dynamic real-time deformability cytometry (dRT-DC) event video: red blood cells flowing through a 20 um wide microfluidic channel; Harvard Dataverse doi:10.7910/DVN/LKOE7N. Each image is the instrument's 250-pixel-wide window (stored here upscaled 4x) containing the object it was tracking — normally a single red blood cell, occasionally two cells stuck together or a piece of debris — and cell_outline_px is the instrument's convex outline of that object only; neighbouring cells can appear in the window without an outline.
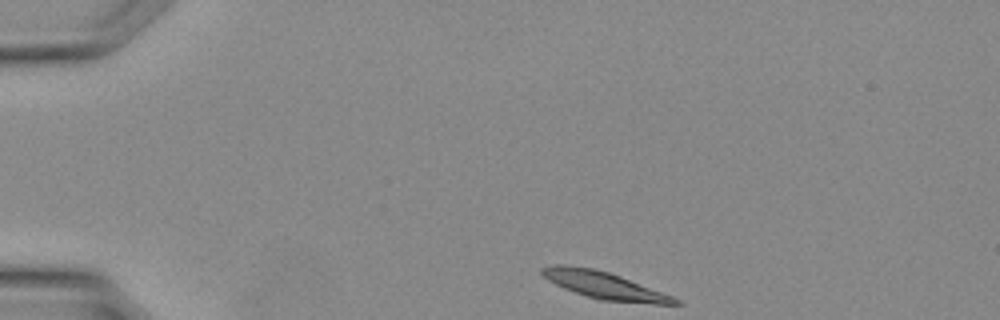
{"species": "Egyptian fruit bat (a non-hibernating species)", "species_latin": "Rousettus aegyptiacus", "temperature_condition": "warm", "stored_images_in_passage": 30, "camera_frame_rate_fps": 3000, "um_per_image_px": 0.085, "animal": {"sex": "female"}, "frame": {"image": 1, "passage_image": 1, "time_ms": 0.0, "image_size_px": [1000, 320], "cell_outline_px": [[684, 304], [652, 304], [600, 300], [564, 288], [548, 280], [540, 272], [540, 268], [548, 264], [564, 264], [596, 268], [620, 276], [672, 296], [680, 300]], "centroid_in_image_um": [51.34, 24.24], "position_along_channel_um": 33.7, "area_um2": 21.04}}
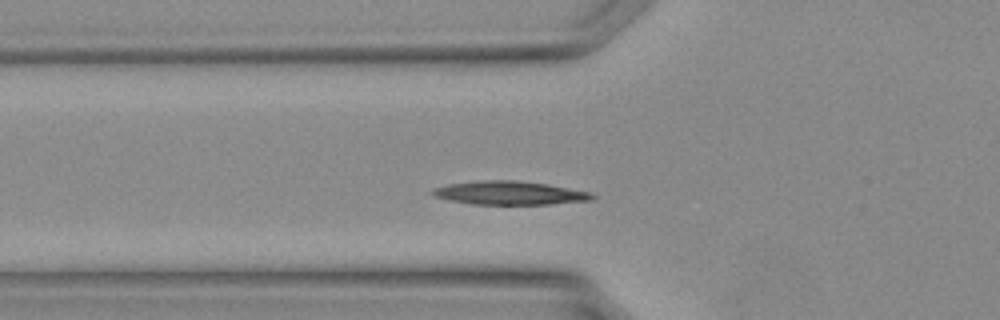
{"frame": {"image": 2, "passage_image": 7, "time_ms": 2.0, "image_size_px": [1000, 320], "cell_outline_px": [[596, 196], [592, 200], [548, 204], [472, 204], [448, 200], [436, 196], [428, 192], [436, 188], [448, 184], [476, 180], [516, 180], [548, 184], [592, 192]], "centroid_in_image_um": [43.33, 16.39], "position_along_channel_um": 82.5, "area_um2": 21.96}}
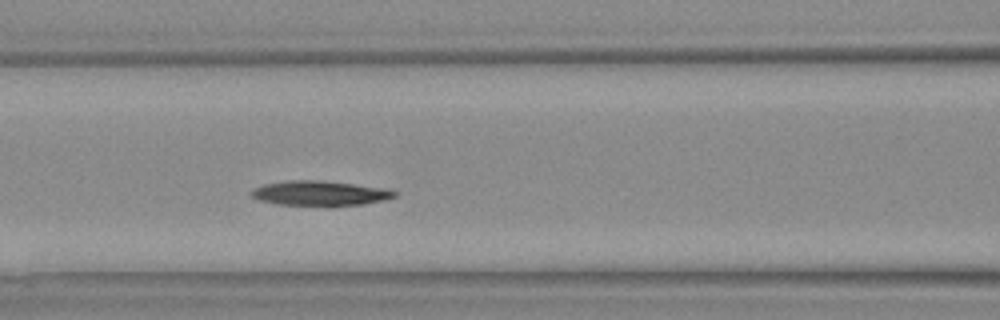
{"frame": {"image": 3, "passage_image": 10, "time_ms": 3.0, "image_size_px": [1000, 320], "cell_outline_px": [[396, 196], [384, 200], [364, 204], [332, 208], [276, 204], [260, 200], [252, 196], [252, 192], [256, 188], [264, 184], [288, 180], [320, 180], [388, 188], [396, 192]], "centroid_in_image_um": [27.25, 16.46], "position_along_channel_um": 139.4, "area_um2": 21.33}}